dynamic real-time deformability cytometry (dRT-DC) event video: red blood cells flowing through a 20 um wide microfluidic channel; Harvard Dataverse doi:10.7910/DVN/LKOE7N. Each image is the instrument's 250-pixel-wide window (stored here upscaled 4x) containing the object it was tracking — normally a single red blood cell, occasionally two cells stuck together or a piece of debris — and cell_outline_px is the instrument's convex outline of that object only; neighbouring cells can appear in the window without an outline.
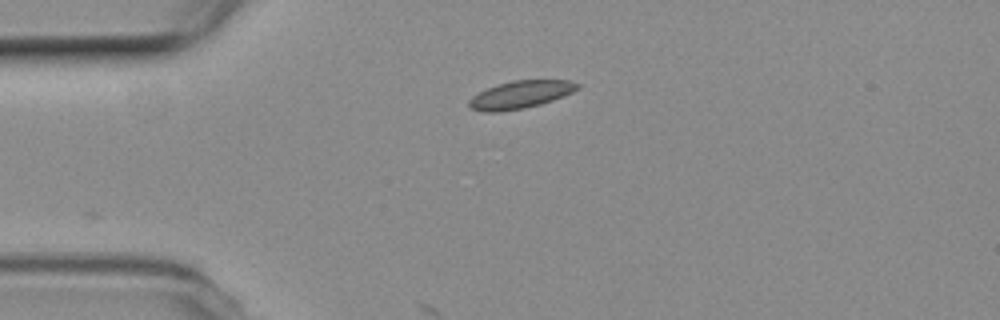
{"species": "common noctule bat (a hibernating species)", "species_latin": "Nyctalus noctula", "temperature_condition": "room temperature", "stored_images_in_passage": 15, "camera_frame_rate_fps": 3000, "um_per_image_px": 0.085, "animal": {"sex": "female", "body_mass_g": 19.3, "forearm_length_mm": 54.1}, "frame": {"image": 1, "passage_image": 1, "time_ms": 0.0, "image_size_px": [1000, 320], "cell_outline_px": [[580, 88], [564, 96], [540, 104], [524, 108], [500, 112], [484, 112], [472, 108], [468, 104], [468, 100], [472, 96], [488, 88], [512, 80], [572, 80], [580, 84]], "centroid_in_image_um": [44.27, 8.04], "position_along_channel_um": 40.7, "area_um2": 17.4}}
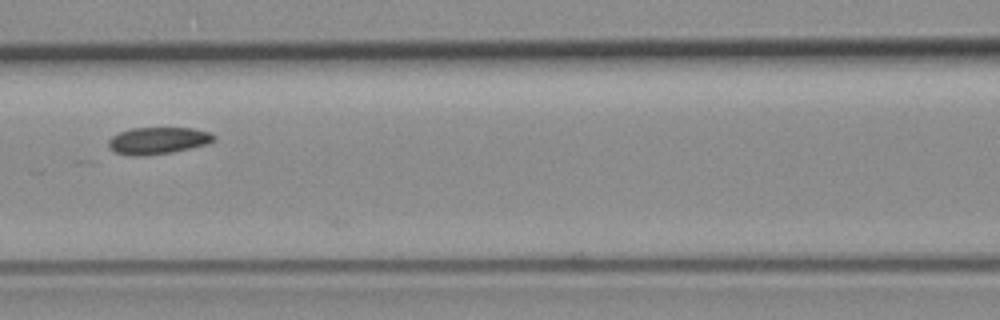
{"frame": {"image": 2, "passage_image": 12, "time_ms": 3.667, "image_size_px": [1000, 320], "cell_outline_px": [[216, 140], [208, 144], [172, 152], [144, 156], [132, 156], [116, 152], [108, 144], [108, 140], [112, 136], [120, 132], [132, 128], [192, 128], [208, 132], [216, 136]], "centroid_in_image_um": [13.45, 11.95], "position_along_channel_um": 153.1, "area_um2": 16.47}}